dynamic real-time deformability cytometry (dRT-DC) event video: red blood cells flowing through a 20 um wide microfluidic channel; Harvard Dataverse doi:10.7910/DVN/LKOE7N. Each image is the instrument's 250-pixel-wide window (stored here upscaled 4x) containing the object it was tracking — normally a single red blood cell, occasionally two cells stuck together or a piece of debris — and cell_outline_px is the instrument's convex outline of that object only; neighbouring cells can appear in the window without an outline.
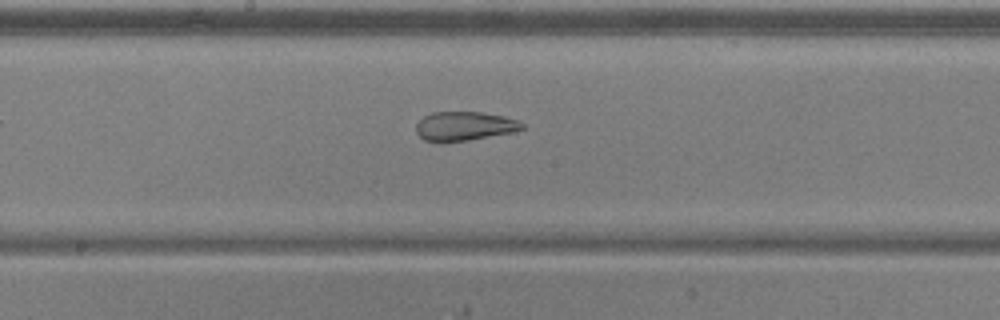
{"species": "common noctule bat (a hibernating species)", "species_latin": "Nyctalus noctula", "temperature_condition": "warm", "stored_images_in_passage": 36, "camera_frame_rate_fps": 3000, "um_per_image_px": 0.085, "animal": {"sex": "male", "body_mass_g": 20.5, "forearm_length_mm": 52.5}, "frame": {"image": 1, "passage_image": 11, "time_ms": 3.333, "image_size_px": [1000, 320], "cell_outline_px": [[524, 128], [512, 132], [468, 140], [440, 144], [424, 140], [416, 132], [416, 124], [424, 116], [432, 112], [480, 112], [504, 116], [516, 120], [524, 124]], "centroid_in_image_um": [39.42, 10.74], "position_along_channel_um": 208.8, "area_um2": 18.09}}
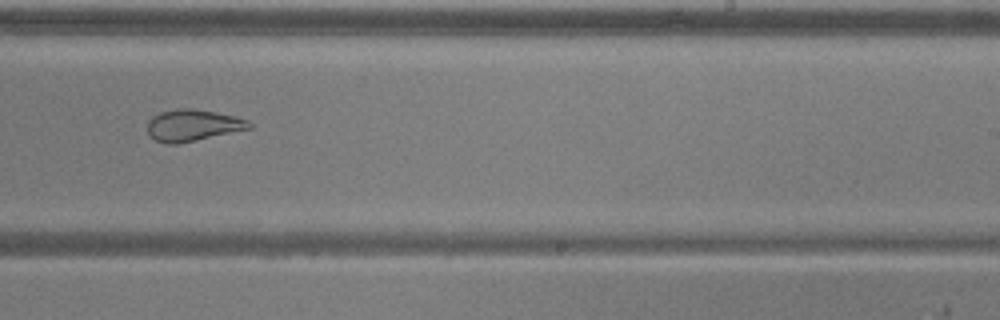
{"frame": {"image": 2, "passage_image": 16, "time_ms": 5.0, "image_size_px": [1000, 320], "cell_outline_px": [[252, 128], [196, 140], [176, 144], [164, 144], [156, 140], [148, 132], [148, 120], [152, 116], [160, 112], [180, 108], [184, 108], [216, 112], [236, 116], [248, 120], [252, 124]], "centroid_in_image_um": [16.39, 10.65], "position_along_channel_um": 272.6, "area_um2": 18.61}}